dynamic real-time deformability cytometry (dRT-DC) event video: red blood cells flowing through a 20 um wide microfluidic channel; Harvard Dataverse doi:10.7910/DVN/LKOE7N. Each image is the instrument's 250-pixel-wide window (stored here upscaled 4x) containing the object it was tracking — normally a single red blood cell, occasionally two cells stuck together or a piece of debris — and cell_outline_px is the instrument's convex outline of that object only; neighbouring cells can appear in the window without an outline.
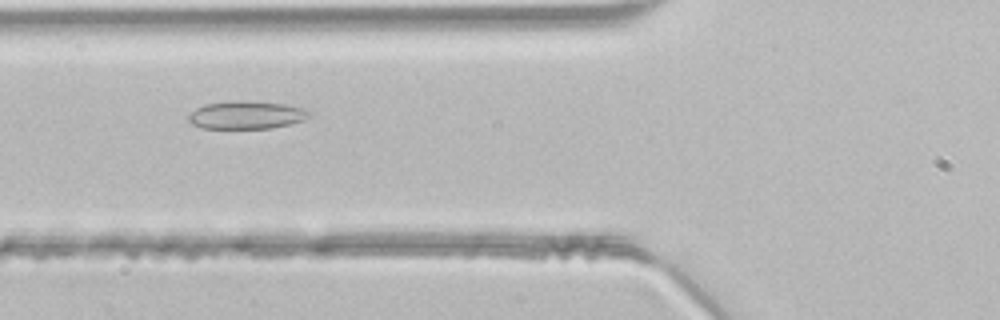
{"species": "common noctule bat (a hibernating species)", "species_latin": "Nyctalus noctula", "temperature_condition": "room temperature", "stored_images_in_passage": 23, "camera_frame_rate_fps": 3000, "um_per_image_px": 0.085, "animal": {"sex": "male", "body_mass_g": 21.5, "forearm_length_mm": 52.0}, "frame": {"image": 1, "passage_image": 7, "time_ms": 2.0, "image_size_px": [1000, 320], "cell_outline_px": [[312, 116], [304, 120], [272, 128], [200, 128], [192, 124], [188, 120], [188, 116], [196, 108], [204, 104], [236, 100], [244, 100], [284, 104], [300, 108], [312, 112]], "centroid_in_image_um": [20.93, 9.77], "position_along_channel_um": 104.9, "area_um2": 19.65}}
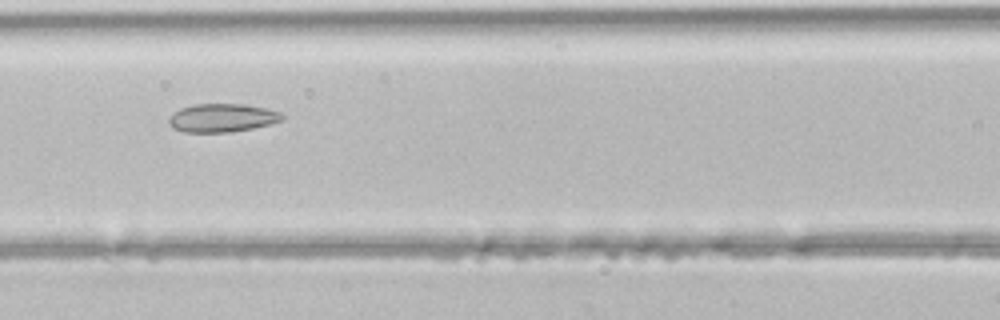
{"frame": {"image": 2, "passage_image": 10, "time_ms": 3.0, "image_size_px": [1000, 320], "cell_outline_px": [[284, 120], [252, 128], [228, 132], [184, 132], [172, 128], [168, 124], [168, 120], [180, 108], [192, 104], [244, 104], [264, 108], [280, 112], [284, 116]], "centroid_in_image_um": [18.87, 10.02], "position_along_channel_um": 147.7, "area_um2": 18.61}}